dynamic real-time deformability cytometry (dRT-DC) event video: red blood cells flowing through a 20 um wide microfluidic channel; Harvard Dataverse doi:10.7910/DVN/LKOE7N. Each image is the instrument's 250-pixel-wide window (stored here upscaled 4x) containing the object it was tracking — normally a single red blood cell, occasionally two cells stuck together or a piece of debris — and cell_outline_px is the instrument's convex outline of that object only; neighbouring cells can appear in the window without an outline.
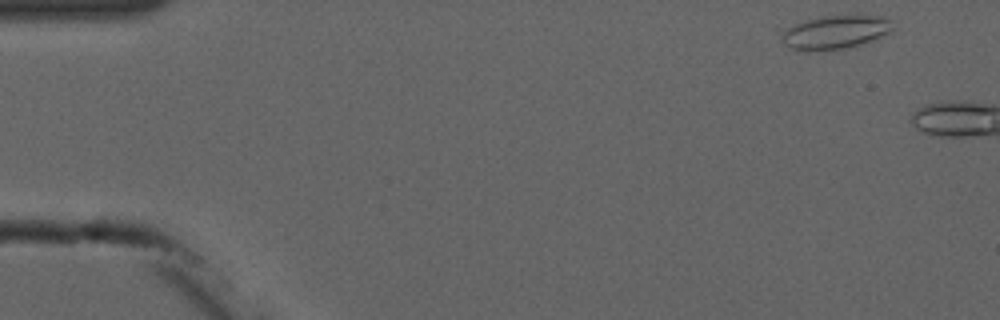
{"species": "common noctule bat (a hibernating species)", "species_latin": "Nyctalus noctula", "temperature_condition": "cold", "stored_images_in_passage": 2, "camera_frame_rate_fps": 3000, "um_per_image_px": 0.085, "animal": {"sex": "male", "forearm_length_mm": 52.5}, "frame": {"image": 1, "passage_image": 1, "time_ms": 0.0, "image_size_px": [1000, 320], "cell_outline_px": [[896, 28], [892, 32], [876, 40], [860, 44], [840, 48], [788, 48], [784, 44], [784, 28], [804, 20], [820, 16], [880, 16], [892, 20]], "centroid_in_image_um": [71.12, 2.68], "position_along_channel_um": 13.9, "area_um2": 21.15}}